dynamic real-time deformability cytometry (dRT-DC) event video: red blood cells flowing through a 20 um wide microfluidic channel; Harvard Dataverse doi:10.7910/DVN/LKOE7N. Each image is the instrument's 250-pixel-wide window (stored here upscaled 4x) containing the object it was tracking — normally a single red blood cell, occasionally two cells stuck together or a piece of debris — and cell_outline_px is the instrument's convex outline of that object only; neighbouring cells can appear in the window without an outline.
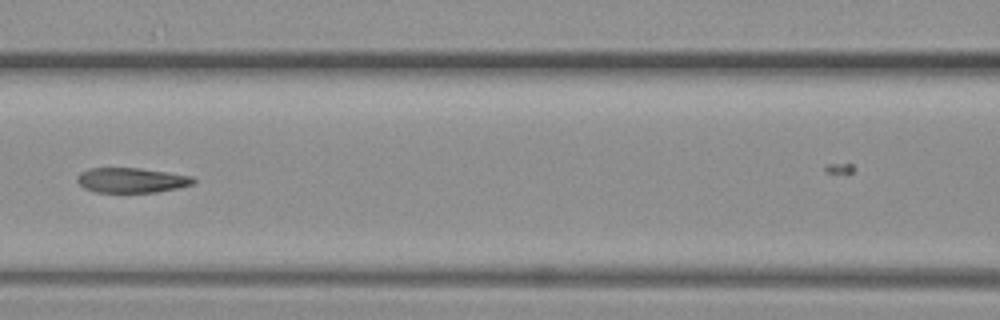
{"species": "common noctule bat (a hibernating species)", "species_latin": "Nyctalus noctula", "temperature_condition": "warm", "stored_images_in_passage": 12, "camera_frame_rate_fps": 3000, "um_per_image_px": 0.085, "animal": {"sex": "female", "body_mass_g": 19.3, "forearm_length_mm": 54.1}, "frame": {"image": 1, "passage_image": 9, "time_ms": 2.667, "image_size_px": [1000, 320], "cell_outline_px": [[196, 180], [192, 184], [180, 188], [156, 192], [92, 192], [84, 188], [76, 180], [76, 176], [80, 172], [92, 168], [136, 168], [192, 176]], "centroid_in_image_um": [11.15, 15.33], "position_along_channel_um": 155.5, "area_um2": 16.82}}
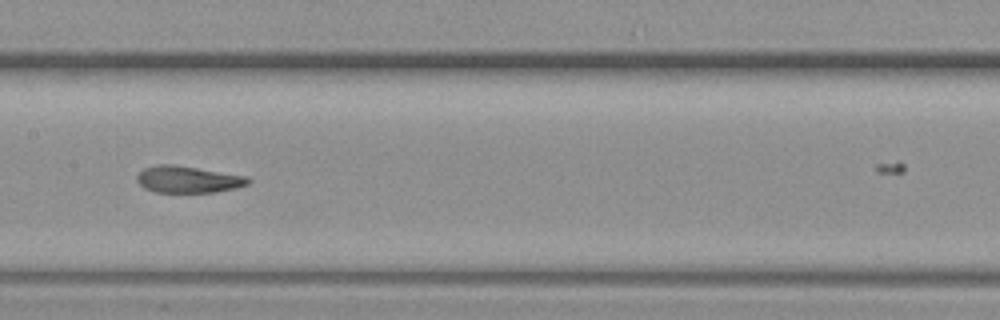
{"frame": {"image": 2, "passage_image": 10, "time_ms": 3.0, "image_size_px": [1000, 320], "cell_outline_px": [[252, 180], [248, 184], [236, 188], [216, 192], [156, 192], [144, 188], [136, 180], [136, 176], [144, 168], [160, 164], [172, 164], [248, 176]], "centroid_in_image_um": [16.0, 15.25], "position_along_channel_um": 191.4, "area_um2": 17.34}}